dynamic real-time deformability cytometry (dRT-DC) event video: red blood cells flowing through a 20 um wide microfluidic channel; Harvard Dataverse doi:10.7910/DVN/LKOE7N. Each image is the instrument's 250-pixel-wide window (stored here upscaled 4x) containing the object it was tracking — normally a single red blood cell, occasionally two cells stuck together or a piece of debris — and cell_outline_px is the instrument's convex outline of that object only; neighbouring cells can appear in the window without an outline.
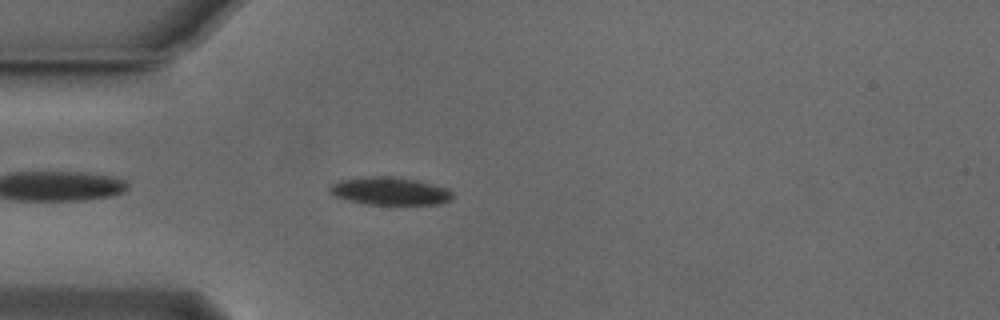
{"species": "Egyptian fruit bat (a non-hibernating species)", "species_latin": "Rousettus aegyptiacus", "temperature_condition": "cold", "stored_images_in_passage": 41, "camera_frame_rate_fps": 3000, "um_per_image_px": 0.085, "animal": {"sex": "male"}, "frame": {"image": 1, "passage_image": 3, "time_ms": 0.667, "image_size_px": [1000, 320], "cell_outline_px": [[452, 196], [448, 200], [440, 204], [364, 204], [348, 200], [336, 196], [328, 192], [328, 188], [332, 184], [340, 180], [372, 176], [384, 176], [416, 180], [448, 188], [452, 192]], "centroid_in_image_um": [33.11, 16.24], "position_along_channel_um": 51.9, "area_um2": 19.65}}
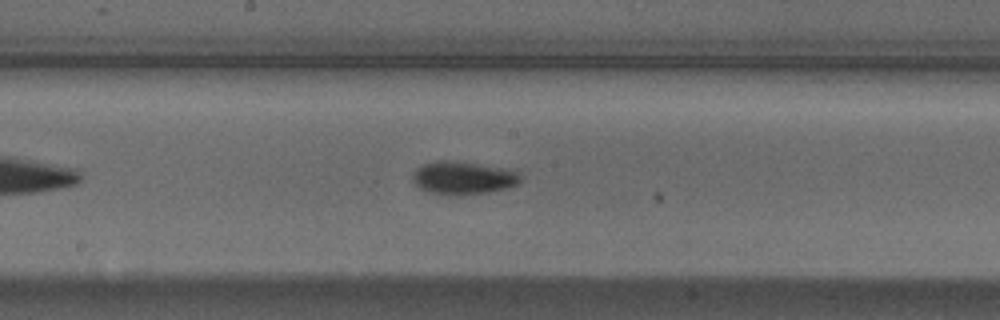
{"frame": {"image": 2, "passage_image": 16, "time_ms": 5.0, "image_size_px": [1000, 320], "cell_outline_px": [[520, 184], [508, 188], [488, 192], [464, 196], [444, 196], [428, 192], [420, 188], [412, 180], [412, 176], [416, 168], [424, 164], [436, 160], [444, 160], [476, 164], [500, 168], [516, 172], [520, 176]], "centroid_in_image_um": [39.32, 15.16], "position_along_channel_um": 208.9, "area_um2": 20.81}}
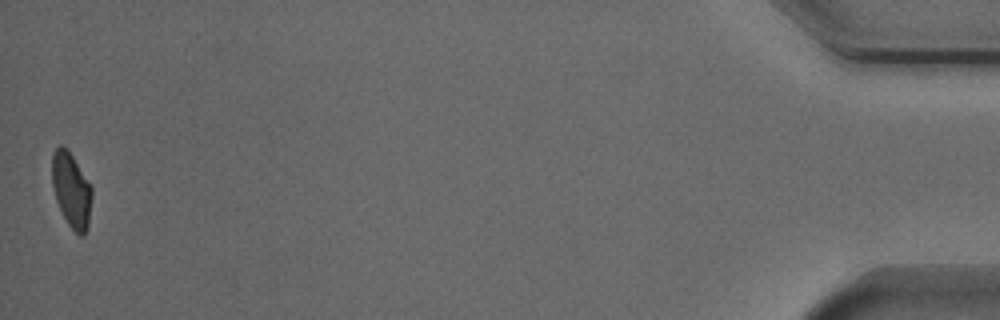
{"frame": {"image": 3, "passage_image": 41, "time_ms": 13.333, "image_size_px": [1000, 320], "cell_outline_px": [[92, 196], [88, 228], [84, 236], [80, 236], [68, 224], [56, 200], [52, 184], [52, 152], [60, 144], [68, 148], [92, 188]], "centroid_in_image_um": [6.07, 16.14], "position_along_channel_um": 429.1, "area_um2": 17.4}, "authors_computed_cell_mechanics": {"area_um2": 19.3052, "velocity_mm_per_s": 3.8434, "shape_relaxation_time_tau1_ms": 4.2306, "shape_relaxation_time_tau2_ms": null, "deformation_change_tau1": 0.1224, "deformation_change_tau2": null}}